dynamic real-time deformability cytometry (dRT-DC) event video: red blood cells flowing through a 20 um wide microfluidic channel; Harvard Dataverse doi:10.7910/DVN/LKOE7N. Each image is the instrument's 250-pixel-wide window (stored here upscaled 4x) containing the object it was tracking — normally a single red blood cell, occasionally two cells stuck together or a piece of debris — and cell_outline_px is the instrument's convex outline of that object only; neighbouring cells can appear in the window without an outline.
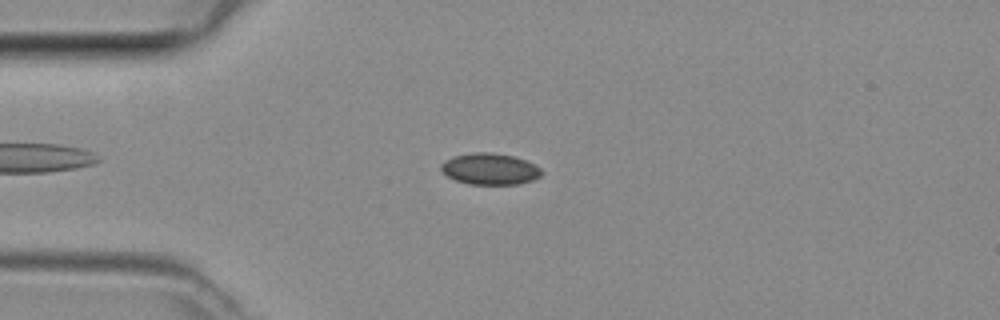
{"species": "common noctule bat (a hibernating species)", "species_latin": "Nyctalus noctula", "temperature_condition": "room temperature", "stored_images_in_passage": 43, "camera_frame_rate_fps": 3000, "um_per_image_px": 0.085, "animal": {"sex": "female", "body_mass_g": 29.2, "forearm_length_mm": 56.3}, "frame": {"image": 1, "passage_image": 8, "time_ms": 2.333, "image_size_px": [1000, 320], "cell_outline_px": [[540, 176], [532, 180], [516, 184], [468, 184], [456, 180], [448, 176], [440, 168], [440, 164], [444, 160], [456, 156], [472, 152], [488, 152], [512, 156], [524, 160], [540, 168]], "centroid_in_image_um": [41.6, 14.36], "position_along_channel_um": 43.4, "area_um2": 18.03}}
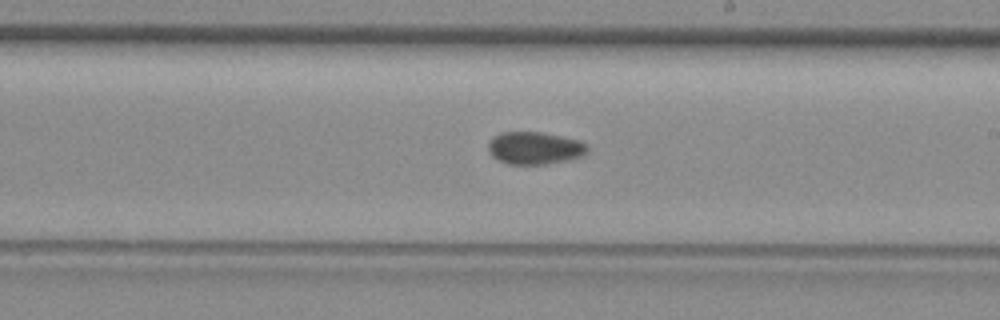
{"frame": {"image": 2, "passage_image": 23, "time_ms": 7.333, "image_size_px": [1000, 320], "cell_outline_px": [[588, 152], [584, 156], [568, 160], [544, 164], [508, 164], [492, 156], [488, 152], [488, 144], [496, 136], [504, 132], [540, 132], [580, 140], [588, 148]], "centroid_in_image_um": [45.48, 12.59], "position_along_channel_um": 243.5, "area_um2": 18.61}}
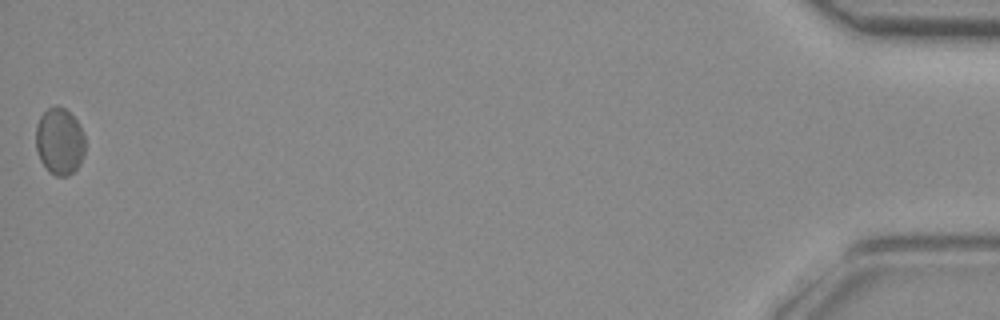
{"frame": {"image": 3, "passage_image": 43, "time_ms": 14.0, "image_size_px": [1000, 320], "cell_outline_px": [[84, 152], [80, 164], [68, 176], [56, 176], [40, 160], [36, 148], [36, 124], [40, 116], [48, 108], [56, 104], [64, 108], [76, 120], [84, 136]], "centroid_in_image_um": [5.05, 11.99], "position_along_channel_um": 430.2, "area_um2": 18.96}}